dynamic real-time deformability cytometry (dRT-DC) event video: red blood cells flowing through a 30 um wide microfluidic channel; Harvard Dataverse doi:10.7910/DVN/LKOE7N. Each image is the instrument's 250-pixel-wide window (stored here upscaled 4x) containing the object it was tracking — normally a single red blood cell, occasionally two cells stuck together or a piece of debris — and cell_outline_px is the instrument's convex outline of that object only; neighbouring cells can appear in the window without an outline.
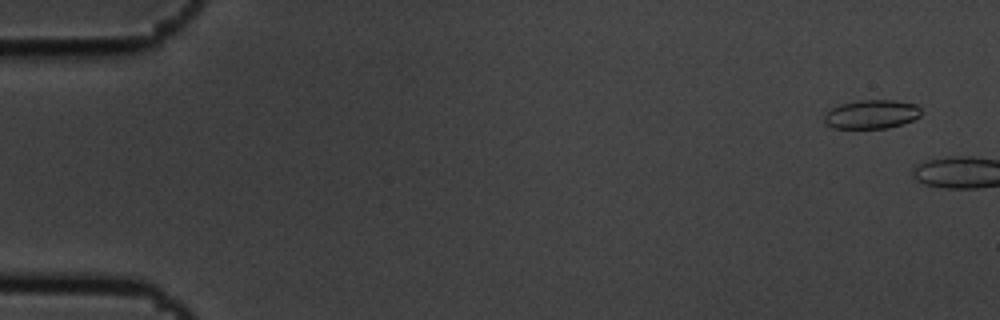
{"species": "common noctule bat (a hibernating species)", "species_latin": "Nyctalus noctula", "temperature_condition": "cold", "stored_images_in_passage": 2, "camera_frame_rate_fps": 3000, "um_per_image_px": 0.085, "animal": {"sex": "male", "body_mass_g": 19.5, "forearm_length_mm": 54.6}, "frame": {"image": 1, "passage_image": 1, "time_ms": 0.0, "image_size_px": [1000, 320], "cell_outline_px": [[920, 116], [904, 124], [888, 128], [832, 128], [824, 120], [824, 112], [840, 104], [856, 100], [896, 100], [916, 104], [920, 108]], "centroid_in_image_um": [74.08, 9.71], "position_along_channel_um": 10.9, "area_um2": 16.42}}